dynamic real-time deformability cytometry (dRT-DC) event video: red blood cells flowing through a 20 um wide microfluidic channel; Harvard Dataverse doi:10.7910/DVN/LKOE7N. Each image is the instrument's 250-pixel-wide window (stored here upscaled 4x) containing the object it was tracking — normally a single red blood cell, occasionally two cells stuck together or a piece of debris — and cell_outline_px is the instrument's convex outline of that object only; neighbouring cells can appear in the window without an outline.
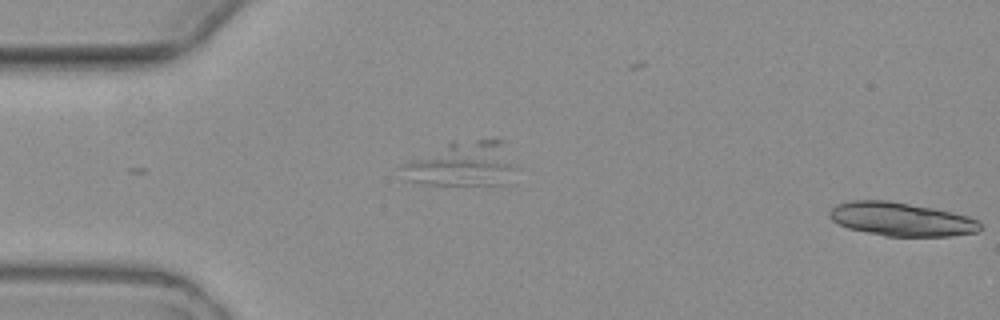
{"species": "common noctule bat (a hibernating species)", "species_latin": "Nyctalus noctula", "temperature_condition": "warm", "stored_images_in_passage": 4, "segment_of_instrument_passage": [2, 2], "camera_frame_rate_fps": 3000, "um_per_image_px": 0.085, "animal": {"sex": "female", "body_mass_g": 19.3, "forearm_length_mm": 54.1}, "frame": {"image": 1, "passage_image": 4, "time_ms": 3.667, "image_size_px": [1000, 320], "cell_outline_px": [[980, 228], [976, 232], [948, 236], [888, 236], [848, 228], [832, 220], [828, 216], [828, 212], [836, 204], [852, 200], [888, 200], [932, 208], [952, 212], [968, 216], [976, 220], [980, 224]], "centroid_in_image_um": [76.57, 18.62], "position_along_channel_um": 8.4, "area_um2": 29.19}}